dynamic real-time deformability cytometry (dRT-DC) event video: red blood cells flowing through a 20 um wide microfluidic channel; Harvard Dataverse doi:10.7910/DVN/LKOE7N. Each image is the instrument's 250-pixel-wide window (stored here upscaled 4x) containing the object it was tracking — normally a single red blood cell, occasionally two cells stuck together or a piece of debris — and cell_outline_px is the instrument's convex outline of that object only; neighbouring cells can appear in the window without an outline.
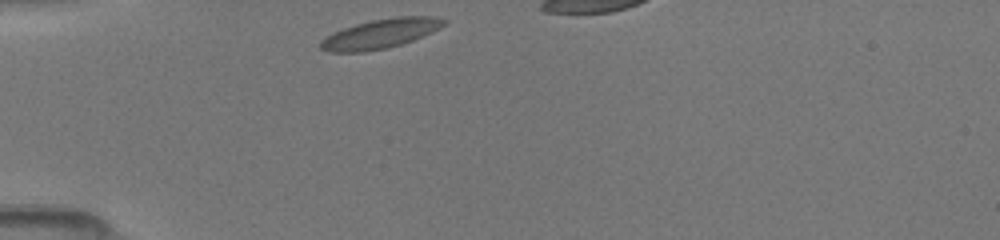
{"species": "common noctule bat (a hibernating species)", "species_latin": "Nyctalus noctula", "temperature_condition": "room temperature", "stored_images_in_passage": 47, "camera_frame_rate_fps": 3000, "um_per_image_px": 0.085, "animal": {"sex": "female", "body_mass_g": 19.5, "forearm_length_mm": 54.1}, "frame": {"image": 1, "passage_image": 1, "time_ms": 0.0, "image_size_px": [1000, 240], "cell_outline_px": [[448, 20], [440, 28], [432, 32], [412, 40], [400, 44], [384, 48], [364, 52], [328, 52], [320, 48], [320, 40], [344, 28], [356, 24], [372, 20], [396, 16], [436, 16]], "centroid_in_image_um": [32.36, 2.85], "position_along_channel_um": 52.6, "area_um2": 20.92}}
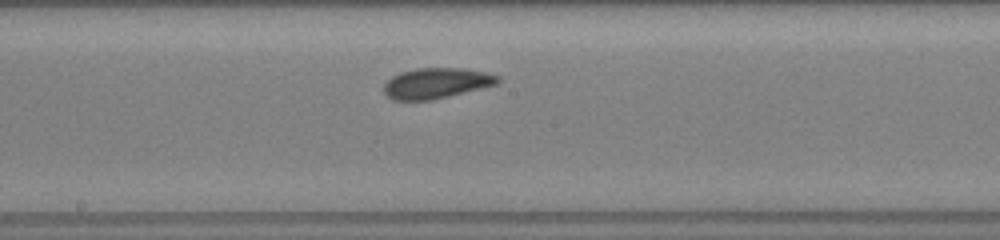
{"frame": {"image": 2, "passage_image": 17, "time_ms": 4.333, "image_size_px": [1000, 240], "cell_outline_px": [[500, 80], [496, 84], [432, 100], [392, 100], [384, 92], [384, 84], [392, 76], [400, 72], [416, 68], [464, 68], [484, 72], [500, 76]], "centroid_in_image_um": [37.06, 7.06], "position_along_channel_um": 211.1, "area_um2": 20.11}}
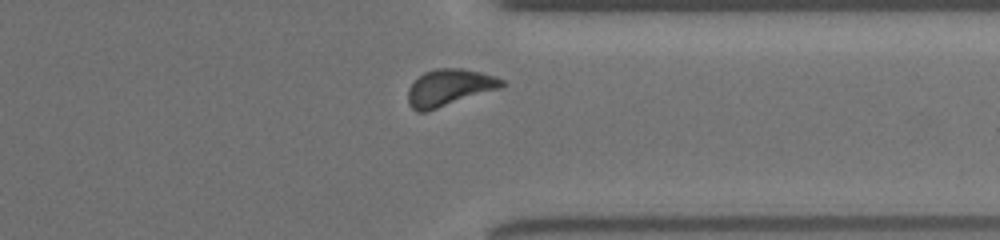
{"frame": {"image": 3, "passage_image": 38, "time_ms": 8.333, "image_size_px": [1000, 240], "cell_outline_px": [[508, 84], [504, 88], [424, 112], [416, 112], [408, 104], [408, 88], [424, 72], [436, 68], [464, 68], [480, 72], [504, 80]], "centroid_in_image_um": [38.23, 7.45], "position_along_channel_um": 373.2, "area_um2": 20.29}}